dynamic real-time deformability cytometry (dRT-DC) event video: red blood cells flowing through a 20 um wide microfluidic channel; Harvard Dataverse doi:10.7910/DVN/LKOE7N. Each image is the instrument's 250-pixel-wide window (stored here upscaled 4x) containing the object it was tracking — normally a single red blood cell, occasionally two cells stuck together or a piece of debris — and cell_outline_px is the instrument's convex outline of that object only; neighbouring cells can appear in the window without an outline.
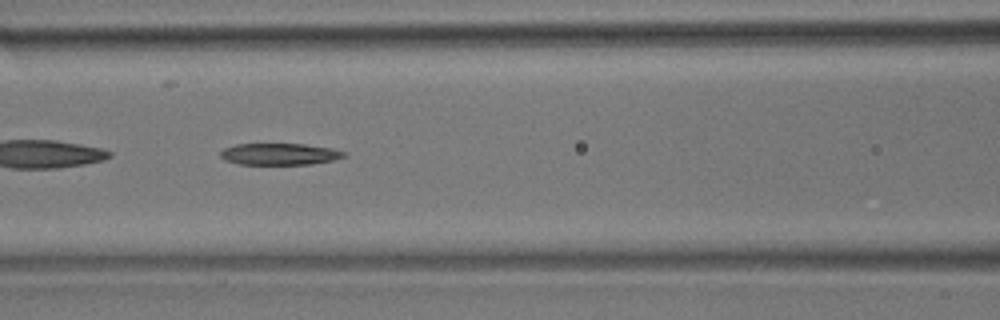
{"species": "common noctule bat (a hibernating species)", "species_latin": "Nyctalus noctula", "temperature_condition": "room temperature", "stored_images_in_passage": 28, "camera_frame_rate_fps": 3000, "um_per_image_px": 0.085, "animal": {"sex": "male", "body_mass_g": 17.9}, "frame": {"image": 1, "passage_image": 20, "time_ms": 6.333, "image_size_px": [1000, 320], "cell_outline_px": [[348, 156], [332, 160], [312, 164], [240, 164], [224, 160], [220, 156], [220, 152], [224, 148], [236, 144], [304, 144], [332, 148], [344, 152]], "centroid_in_image_um": [23.76, 13.09], "position_along_channel_um": 142.8, "area_um2": 15.55}}